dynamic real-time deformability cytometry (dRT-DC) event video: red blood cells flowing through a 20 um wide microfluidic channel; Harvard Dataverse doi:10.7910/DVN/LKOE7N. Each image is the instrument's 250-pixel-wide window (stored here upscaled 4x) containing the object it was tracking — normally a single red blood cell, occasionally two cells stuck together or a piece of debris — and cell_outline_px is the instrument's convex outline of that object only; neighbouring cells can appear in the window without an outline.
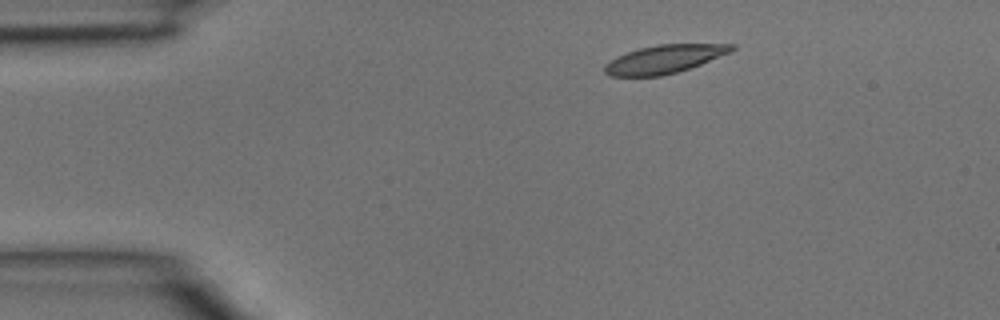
{"species": "common noctule bat (a hibernating species)", "species_latin": "Nyctalus noctula", "temperature_condition": "room temperature", "stored_images_in_passage": 2, "camera_frame_rate_fps": 3000, "um_per_image_px": 0.085, "animal": {"sex": "male", "body_mass_g": 15.6}, "frame": {"image": 1, "passage_image": 1, "time_ms": 0.0, "image_size_px": [1000, 320], "cell_outline_px": [[736, 48], [732, 52], [700, 64], [676, 72], [660, 76], [608, 76], [604, 72], [604, 64], [616, 56], [640, 48], [656, 44], [736, 44]], "centroid_in_image_um": [56.46, 5.02], "position_along_channel_um": 28.5, "area_um2": 20.92}}